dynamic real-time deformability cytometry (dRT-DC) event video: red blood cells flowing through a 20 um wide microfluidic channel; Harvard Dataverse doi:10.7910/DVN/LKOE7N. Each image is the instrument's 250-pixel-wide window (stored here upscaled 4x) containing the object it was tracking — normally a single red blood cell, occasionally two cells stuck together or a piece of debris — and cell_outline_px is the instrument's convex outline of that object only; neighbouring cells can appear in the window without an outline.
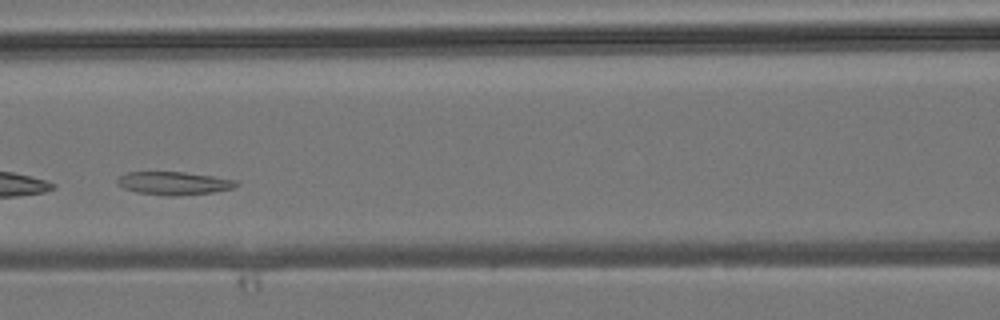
{"species": "common noctule bat (a hibernating species)", "species_latin": "Nyctalus noctula", "temperature_condition": "room temperature", "stored_images_in_passage": 4, "camera_frame_rate_fps": 3000, "um_per_image_px": 0.085, "animal": {"sex": "male", "body_mass_g": 19.2, "forearm_length_mm": 51.8}, "frame": {"image": 1, "passage_image": 4, "time_ms": 3.333, "image_size_px": [1000, 320], "cell_outline_px": [[240, 184], [232, 188], [212, 192], [176, 196], [168, 196], [136, 192], [124, 188], [116, 184], [116, 180], [120, 176], [128, 172], [184, 172], [240, 180]], "centroid_in_image_um": [14.79, 15.57], "position_along_channel_um": 151.8, "area_um2": 16.07}}